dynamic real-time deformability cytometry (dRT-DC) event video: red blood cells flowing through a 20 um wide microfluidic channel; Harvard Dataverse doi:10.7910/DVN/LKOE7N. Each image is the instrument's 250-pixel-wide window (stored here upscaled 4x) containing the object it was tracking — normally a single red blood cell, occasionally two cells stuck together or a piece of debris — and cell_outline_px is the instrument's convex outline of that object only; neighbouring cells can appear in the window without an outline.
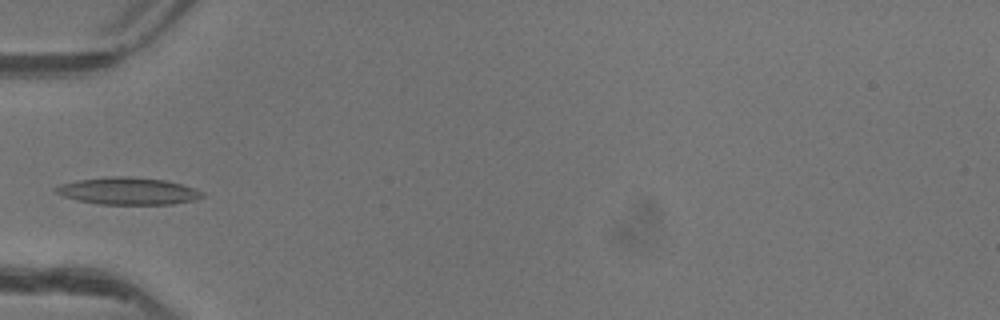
{"species": "common noctule bat (a hibernating species)", "species_latin": "Nyctalus noctula", "temperature_condition": "warm", "stored_images_in_passage": 34, "camera_frame_rate_fps": 3000, "um_per_image_px": 0.085, "animal": {"sex": "female"}, "frame": {"image": 1, "passage_image": 1, "time_ms": 0.0, "image_size_px": [1000, 320], "cell_outline_px": [[204, 196], [196, 200], [172, 204], [96, 204], [76, 200], [64, 196], [56, 192], [52, 188], [60, 184], [76, 180], [116, 176], [128, 176], [164, 180], [180, 184], [204, 192]], "centroid_in_image_um": [10.86, 16.24], "position_along_channel_um": 74.1, "area_um2": 23.12}}
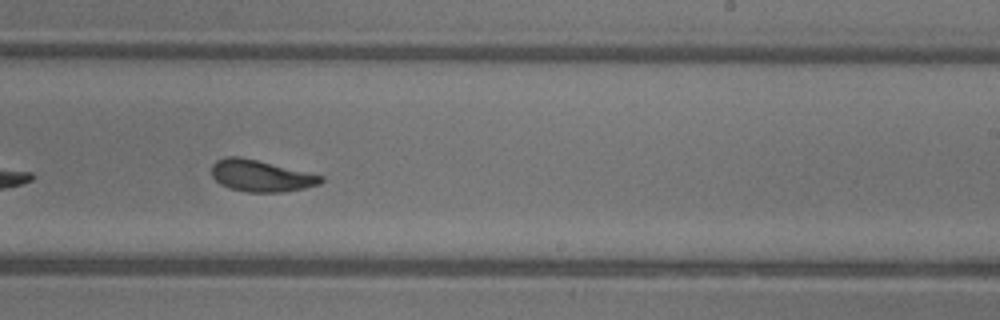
{"frame": {"image": 2, "passage_image": 15, "time_ms": 4.667, "image_size_px": [1000, 320], "cell_outline_px": [[324, 180], [320, 184], [304, 188], [284, 192], [248, 192], [232, 188], [220, 184], [212, 176], [212, 164], [216, 160], [228, 156], [240, 156], [324, 176]], "centroid_in_image_um": [22.18, 14.94], "position_along_channel_um": 266.8, "area_um2": 20.0}}
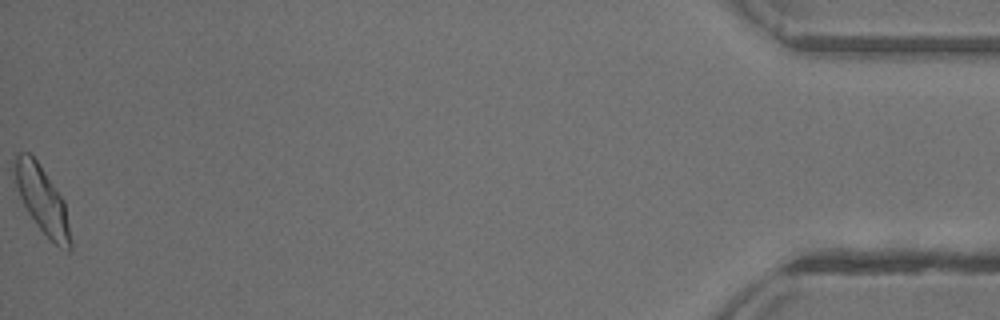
{"frame": {"image": 3, "passage_image": 34, "time_ms": 11.0, "image_size_px": [1000, 320], "cell_outline_px": [[72, 248], [68, 252], [60, 248], [36, 224], [28, 212], [20, 196], [16, 184], [16, 152], [28, 152], [36, 160], [56, 188], [64, 200], [72, 240]], "centroid_in_image_um": [3.64, 17.04], "position_along_channel_um": 431.6, "area_um2": 21.21}, "authors_computed_cell_mechanics": {"area_um2": 20.3745, "velocity_mm_per_s": 4.1274, "shape_relaxation_time_tau1_ms": 2.6651, "shape_relaxation_time_tau2_ms": 1.0603, "deformation_change_tau1": 0.1345, "deformation_change_tau2": 0.079}}